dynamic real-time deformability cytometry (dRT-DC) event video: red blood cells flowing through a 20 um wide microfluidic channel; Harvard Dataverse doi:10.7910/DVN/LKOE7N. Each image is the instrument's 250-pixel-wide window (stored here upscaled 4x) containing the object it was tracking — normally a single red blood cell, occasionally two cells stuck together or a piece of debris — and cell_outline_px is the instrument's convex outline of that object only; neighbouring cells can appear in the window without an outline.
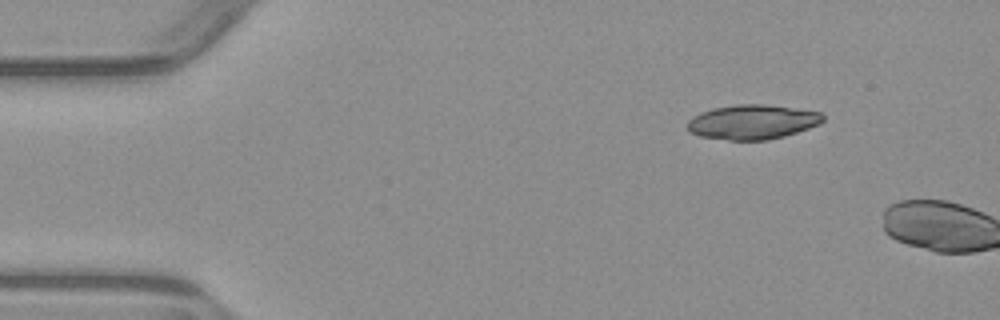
{"species": "common noctule bat (a hibernating species)", "species_latin": "Nyctalus noctula", "temperature_condition": "warm", "stored_images_in_passage": 2, "camera_frame_rate_fps": 3000, "um_per_image_px": 0.085, "animal": {"sex": "male", "body_mass_g": 23.1, "forearm_length_mm": 52.7}, "frame": {"image": 1, "passage_image": 1, "time_ms": 0.0, "image_size_px": [1000, 320], "cell_outline_px": [[824, 120], [820, 124], [784, 136], [768, 140], [728, 140], [700, 136], [688, 132], [688, 120], [700, 112], [712, 108], [736, 104], [764, 104], [820, 112], [824, 116]], "centroid_in_image_um": [63.93, 10.37], "position_along_channel_um": 21.1, "area_um2": 27.28}}